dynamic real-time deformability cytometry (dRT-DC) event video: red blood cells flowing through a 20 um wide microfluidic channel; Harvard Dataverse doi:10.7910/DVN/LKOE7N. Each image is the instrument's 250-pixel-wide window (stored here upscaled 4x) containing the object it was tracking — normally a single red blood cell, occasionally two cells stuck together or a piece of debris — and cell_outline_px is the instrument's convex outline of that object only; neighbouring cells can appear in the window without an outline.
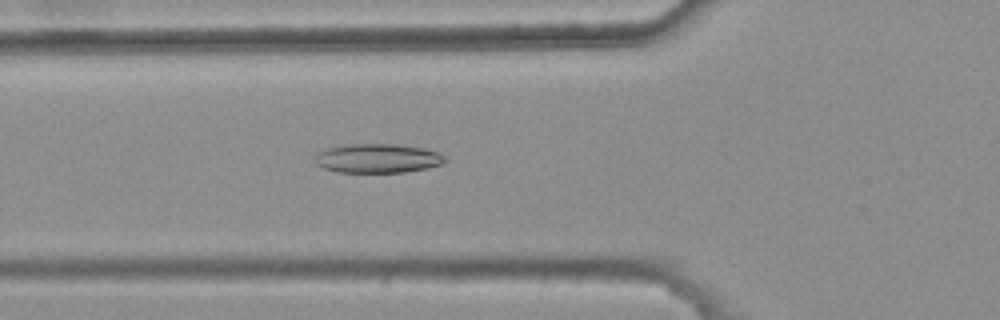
{"species": "common noctule bat (a hibernating species)", "species_latin": "Nyctalus noctula", "temperature_condition": "warm", "stored_images_in_passage": 46, "camera_frame_rate_fps": 3000, "um_per_image_px": 0.085, "animal": {"sex": "female", "body_mass_g": 25.1}, "frame": {"image": 1, "passage_image": 18, "time_ms": 5.667, "image_size_px": [1000, 320], "cell_outline_px": [[448, 160], [444, 164], [428, 168], [404, 172], [336, 172], [324, 168], [316, 164], [312, 160], [312, 156], [324, 148], [344, 144], [396, 144], [424, 148], [436, 152], [444, 156]], "centroid_in_image_um": [32.05, 13.45], "position_along_channel_um": 93.8, "area_um2": 22.48}}
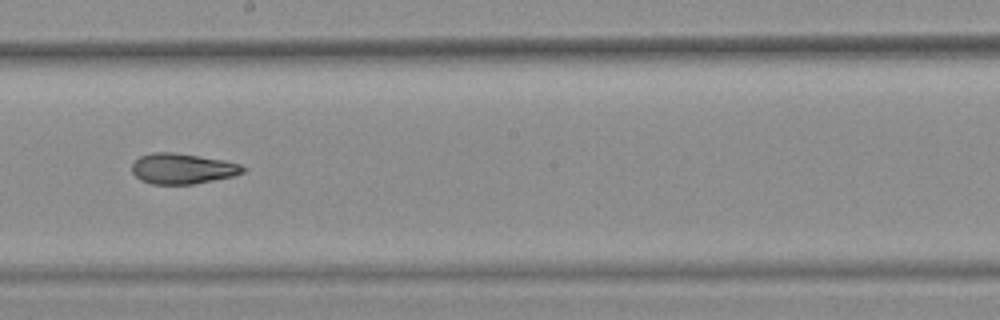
{"frame": {"image": 2, "passage_image": 29, "time_ms": 9.333, "image_size_px": [1000, 320], "cell_outline_px": [[248, 168], [244, 172], [232, 176], [192, 184], [152, 184], [140, 180], [132, 172], [132, 164], [140, 156], [152, 152], [176, 152], [224, 160], [240, 164]], "centroid_in_image_um": [15.51, 14.32], "position_along_channel_um": 232.7, "area_um2": 19.77}}
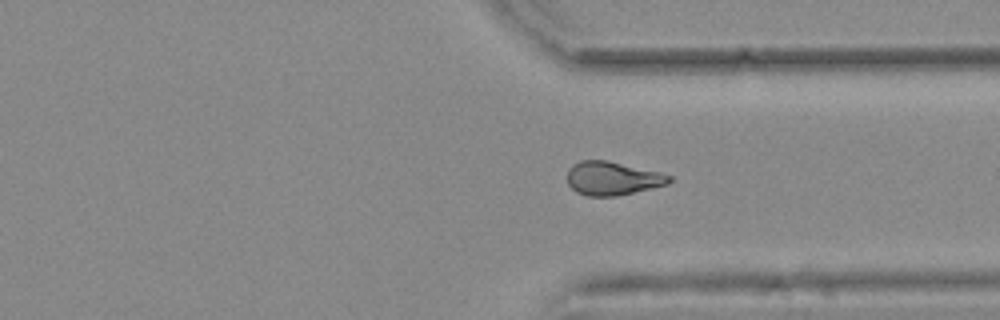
{"frame": {"image": 3, "passage_image": 39, "time_ms": 12.667, "image_size_px": [1000, 320], "cell_outline_px": [[672, 180], [668, 184], [616, 196], [588, 196], [576, 192], [568, 184], [568, 168], [572, 164], [580, 160], [608, 160], [660, 172], [672, 176]], "centroid_in_image_um": [52.05, 15.15], "position_along_channel_um": 359.4, "area_um2": 20.0}, "authors_computed_cell_mechanics": {"area_um2": 20.4612, "velocity_mm_per_s": 3.7853, "shape_relaxation_time_tau1_ms": null, "shape_relaxation_time_tau2_ms": 3.7152, "deformation_change_tau1": null, "deformation_change_tau2": 0.1123}}